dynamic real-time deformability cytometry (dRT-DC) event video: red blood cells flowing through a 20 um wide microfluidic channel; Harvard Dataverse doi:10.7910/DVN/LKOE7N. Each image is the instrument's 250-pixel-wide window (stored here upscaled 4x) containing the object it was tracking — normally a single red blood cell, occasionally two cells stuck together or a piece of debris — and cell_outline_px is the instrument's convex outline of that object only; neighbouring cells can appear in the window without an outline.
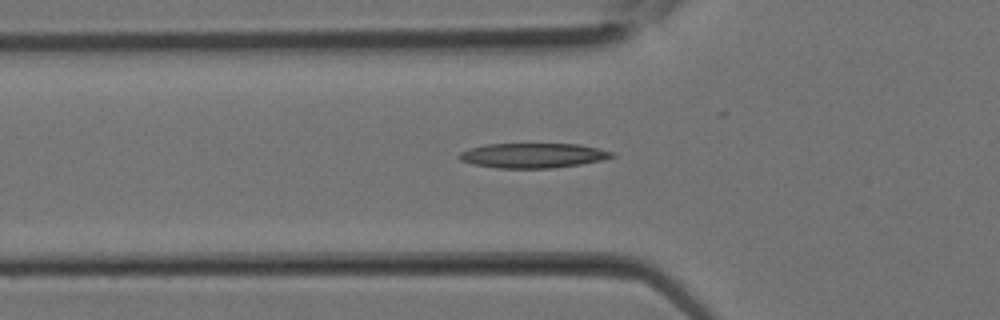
{"species": "Egyptian fruit bat (a non-hibernating species)", "species_latin": "Rousettus aegyptiacus", "temperature_condition": "room temperature", "stored_images_in_passage": 19, "camera_frame_rate_fps": 3000, "um_per_image_px": 0.085, "animal": {"sex": "female"}, "frame": {"image": 1, "passage_image": 8, "time_ms": 2.333, "image_size_px": [1000, 320], "cell_outline_px": [[616, 156], [600, 160], [580, 164], [552, 168], [496, 168], [472, 164], [460, 160], [456, 156], [460, 152], [468, 148], [484, 144], [580, 144], [600, 148], [616, 152]], "centroid_in_image_um": [45.29, 13.21], "position_along_channel_um": 80.5, "area_um2": 22.31}}
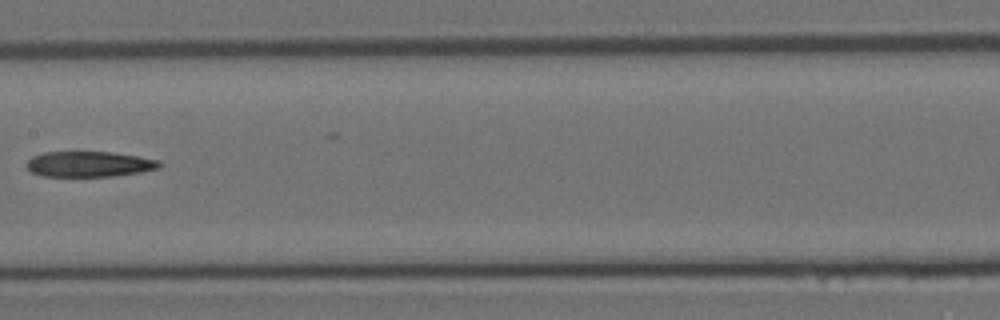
{"frame": {"image": 2, "passage_image": 13, "time_ms": 4.0, "image_size_px": [1000, 320], "cell_outline_px": [[164, 164], [160, 168], [140, 172], [112, 176], [40, 176], [32, 172], [24, 164], [32, 156], [44, 152], [112, 152], [160, 160]], "centroid_in_image_um": [7.58, 13.95], "position_along_channel_um": 199.8, "area_um2": 19.83}}
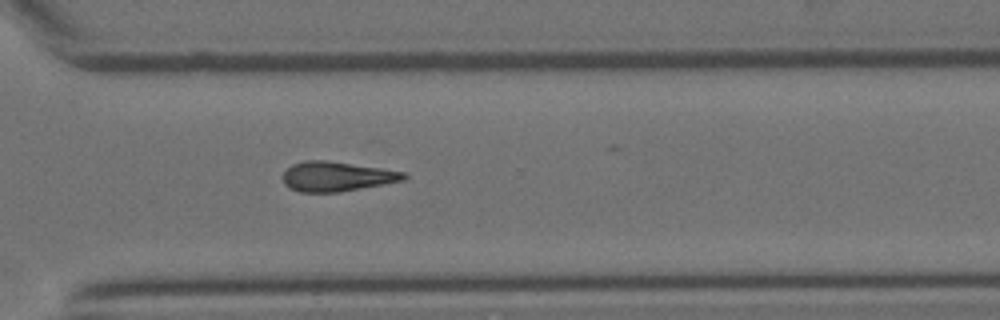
{"frame": {"image": 3, "passage_image": 19, "time_ms": 6.0, "image_size_px": [1000, 320], "cell_outline_px": [[408, 176], [404, 180], [384, 184], [340, 192], [300, 192], [288, 188], [284, 184], [284, 172], [292, 164], [304, 160], [324, 160], [380, 168], [404, 172]], "centroid_in_image_um": [28.6, 15.0], "position_along_channel_um": 342.0, "area_um2": 20.81}}